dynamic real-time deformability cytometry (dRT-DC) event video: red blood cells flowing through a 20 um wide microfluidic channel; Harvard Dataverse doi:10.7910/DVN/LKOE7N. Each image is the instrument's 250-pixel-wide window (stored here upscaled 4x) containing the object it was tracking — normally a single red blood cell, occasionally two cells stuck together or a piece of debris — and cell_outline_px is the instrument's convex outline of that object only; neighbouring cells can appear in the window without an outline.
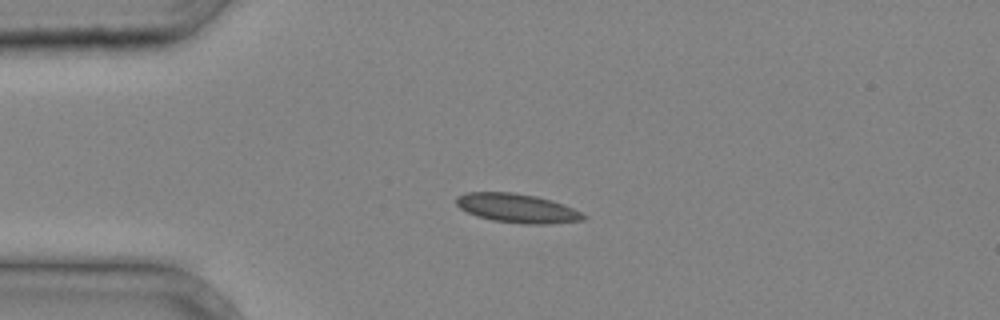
{"species": "common noctule bat (a hibernating species)", "species_latin": "Nyctalus noctula", "temperature_condition": "cold", "stored_images_in_passage": 2, "camera_frame_rate_fps": 3000, "um_per_image_px": 0.085, "animal": {"sex": "male", "body_mass_g": 20.4}, "frame": {"image": 1, "passage_image": 1, "time_ms": 0.0, "image_size_px": [1000, 320], "cell_outline_px": [[588, 216], [584, 220], [548, 224], [524, 224], [492, 220], [476, 216], [460, 208], [456, 204], [456, 196], [464, 192], [512, 192], [536, 196], [552, 200], [564, 204]], "centroid_in_image_um": [43.95, 17.69], "position_along_channel_um": 41.0, "area_um2": 21.62}}